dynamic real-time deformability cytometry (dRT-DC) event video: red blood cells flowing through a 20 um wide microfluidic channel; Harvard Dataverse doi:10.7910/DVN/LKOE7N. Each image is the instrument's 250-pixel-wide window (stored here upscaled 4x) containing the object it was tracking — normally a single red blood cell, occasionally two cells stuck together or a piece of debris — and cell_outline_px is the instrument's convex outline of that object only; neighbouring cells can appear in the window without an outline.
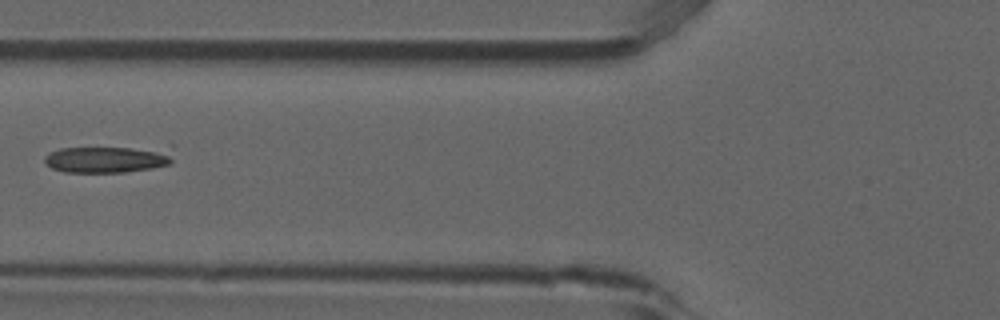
{"species": "common noctule bat (a hibernating species)", "species_latin": "Nyctalus noctula", "temperature_condition": "room temperature", "stored_images_in_passage": 5, "camera_frame_rate_fps": 3000, "um_per_image_px": 0.085, "animal": {"sex": "male", "forearm_length_mm": 52.5}, "frame": {"image": 1, "passage_image": 5, "time_ms": 1.333, "image_size_px": [1000, 320], "cell_outline_px": [[172, 160], [168, 164], [152, 168], [124, 172], [64, 172], [52, 168], [44, 164], [44, 156], [48, 152], [60, 148], [128, 148], [168, 152]], "centroid_in_image_um": [8.92, 13.57], "position_along_channel_um": 116.9, "area_um2": 19.13}}